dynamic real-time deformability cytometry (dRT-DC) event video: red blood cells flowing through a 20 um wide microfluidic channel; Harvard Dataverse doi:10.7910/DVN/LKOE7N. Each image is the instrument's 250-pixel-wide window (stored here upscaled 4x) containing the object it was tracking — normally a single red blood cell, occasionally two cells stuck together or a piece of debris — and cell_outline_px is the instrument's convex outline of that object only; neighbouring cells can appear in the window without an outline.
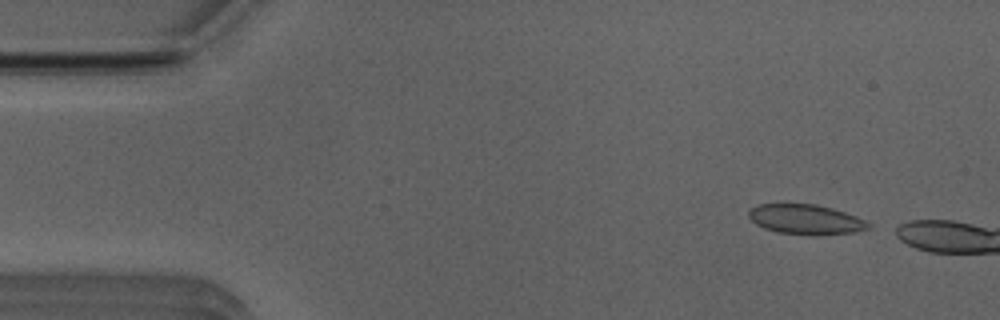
{"species": "Egyptian fruit bat (a non-hibernating species)", "species_latin": "Rousettus aegyptiacus", "temperature_condition": "room temperature", "stored_images_in_passage": 9, "camera_frame_rate_fps": 3000, "um_per_image_px": 0.085, "animal": {"sex": "male"}, "frame": {"image": 1, "passage_image": 3, "time_ms": 0.667, "image_size_px": [1000, 320], "cell_outline_px": [[872, 228], [856, 232], [816, 236], [780, 232], [764, 228], [756, 224], [748, 216], [748, 212], [756, 204], [784, 200], [816, 204], [832, 208], [856, 216], [872, 224]], "centroid_in_image_um": [68.46, 18.6], "position_along_channel_um": 16.5, "area_um2": 21.85}}